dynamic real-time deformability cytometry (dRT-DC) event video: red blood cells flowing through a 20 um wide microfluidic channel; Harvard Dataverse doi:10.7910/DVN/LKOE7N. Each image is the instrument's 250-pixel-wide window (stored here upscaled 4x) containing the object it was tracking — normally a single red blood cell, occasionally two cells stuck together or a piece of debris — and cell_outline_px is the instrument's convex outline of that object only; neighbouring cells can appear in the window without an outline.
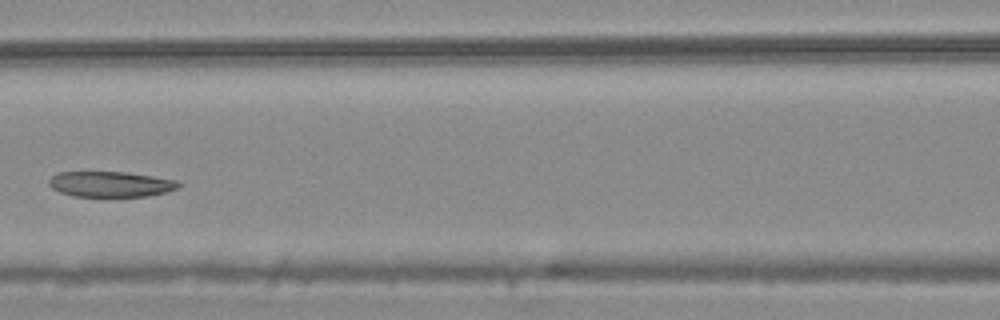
{"species": "common noctule bat (a hibernating species)", "species_latin": "Nyctalus noctula", "temperature_condition": "warm", "stored_images_in_passage": 7, "camera_frame_rate_fps": 3000, "um_per_image_px": 0.085, "animal": {"sex": "male", "body_mass_g": 20.4}, "frame": {"image": 1, "passage_image": 6, "time_ms": 1.667, "image_size_px": [1000, 320], "cell_outline_px": [[180, 184], [176, 188], [168, 192], [148, 196], [72, 196], [60, 192], [52, 188], [48, 184], [48, 180], [52, 176], [60, 172], [124, 172], [152, 176], [176, 180]], "centroid_in_image_um": [9.38, 15.65], "position_along_channel_um": 157.2, "area_um2": 19.13}}
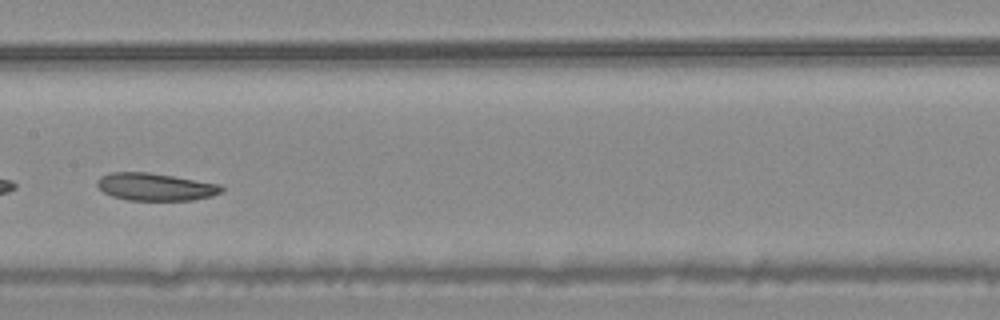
{"frame": {"image": 2, "passage_image": 7, "time_ms": 2.0, "image_size_px": [1000, 320], "cell_outline_px": [[224, 188], [220, 192], [212, 196], [192, 200], [128, 200], [112, 196], [104, 192], [96, 184], [96, 180], [100, 176], [112, 172], [148, 172], [220, 184]], "centroid_in_image_um": [13.18, 15.88], "position_along_channel_um": 194.2, "area_um2": 19.83}}